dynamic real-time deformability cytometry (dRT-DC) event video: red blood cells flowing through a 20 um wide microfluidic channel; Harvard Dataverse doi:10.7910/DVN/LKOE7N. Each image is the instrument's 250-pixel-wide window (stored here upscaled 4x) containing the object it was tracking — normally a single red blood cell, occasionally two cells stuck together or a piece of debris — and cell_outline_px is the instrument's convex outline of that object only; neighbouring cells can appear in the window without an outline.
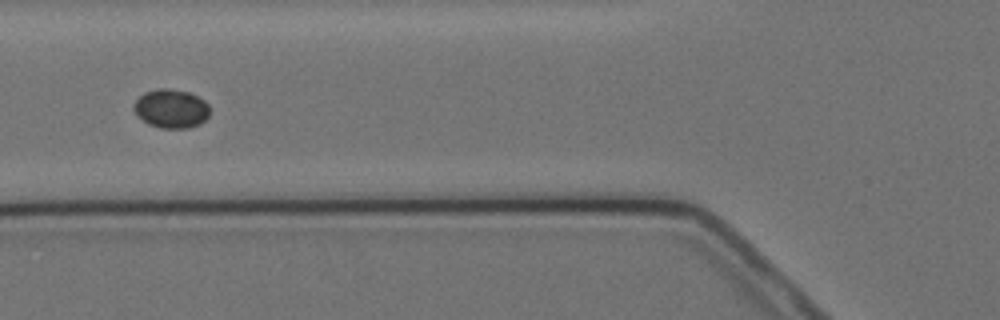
{"species": "Egyptian fruit bat (a non-hibernating species)", "species_latin": "Rousettus aegyptiacus", "temperature_condition": "cold", "stored_images_in_passage": 9, "camera_frame_rate_fps": 3000, "um_per_image_px": 0.085, "animal": {"sex": "female"}, "frame": {"image": 1, "passage_image": 6, "time_ms": 6.0, "image_size_px": [1000, 320], "cell_outline_px": [[208, 116], [200, 124], [188, 128], [160, 128], [148, 124], [132, 108], [132, 104], [144, 92], [160, 88], [168, 88], [188, 92], [204, 100], [208, 104]], "centroid_in_image_um": [14.54, 9.23], "position_along_channel_um": 111.3, "area_um2": 17.05}}
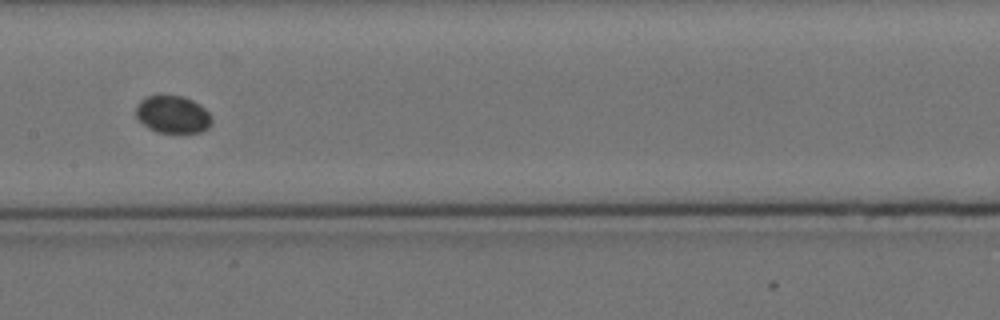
{"frame": {"image": 2, "passage_image": 8, "time_ms": 8.333, "image_size_px": [1000, 320], "cell_outline_px": [[212, 124], [208, 128], [200, 132], [156, 132], [148, 128], [136, 116], [136, 104], [140, 100], [148, 96], [160, 92], [184, 96], [200, 104], [212, 116]], "centroid_in_image_um": [14.67, 9.68], "position_along_channel_um": 192.7, "area_um2": 17.05}}
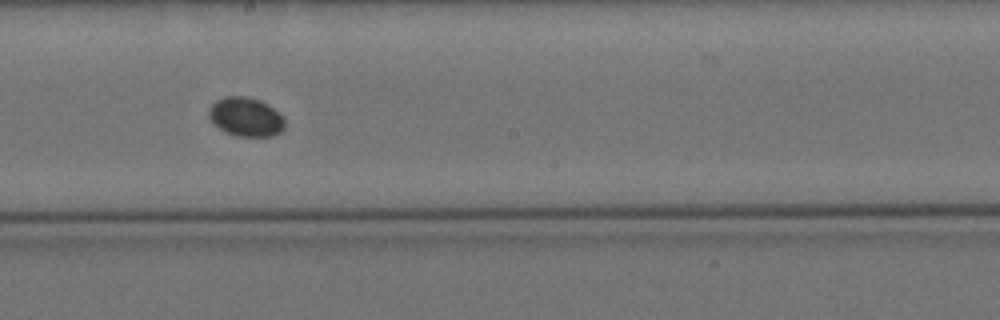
{"frame": {"image": 3, "passage_image": 9, "time_ms": 9.333, "image_size_px": [1000, 320], "cell_outline_px": [[284, 128], [276, 136], [236, 136], [224, 132], [212, 124], [208, 116], [208, 108], [216, 100], [224, 96], [244, 96], [260, 100], [268, 104], [280, 112], [284, 116]], "centroid_in_image_um": [20.88, 9.94], "position_along_channel_um": 227.3, "area_um2": 17.69}}